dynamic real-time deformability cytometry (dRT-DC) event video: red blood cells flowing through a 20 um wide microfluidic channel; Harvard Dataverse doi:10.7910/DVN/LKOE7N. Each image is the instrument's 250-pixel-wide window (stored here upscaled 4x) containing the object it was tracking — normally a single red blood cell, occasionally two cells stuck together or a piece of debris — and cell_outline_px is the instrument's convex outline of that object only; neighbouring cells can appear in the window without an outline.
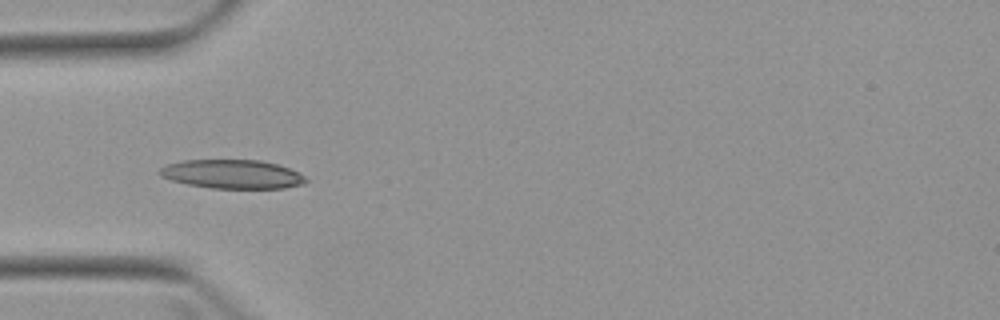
{"species": "Egyptian fruit bat (a non-hibernating species)", "species_latin": "Rousettus aegyptiacus", "temperature_condition": "warm", "stored_images_in_passage": 6, "camera_frame_rate_fps": 3000, "um_per_image_px": 0.085, "animal": {"sex": "female"}, "frame": {"image": 1, "passage_image": 3, "time_ms": 3.333, "image_size_px": [1000, 320], "cell_outline_px": [[308, 180], [304, 184], [284, 188], [212, 188], [188, 184], [172, 180], [160, 176], [156, 172], [160, 168], [168, 164], [184, 160], [260, 160], [276, 164], [288, 168], [304, 176]], "centroid_in_image_um": [19.72, 14.8], "position_along_channel_um": 65.3, "area_um2": 24.45}}
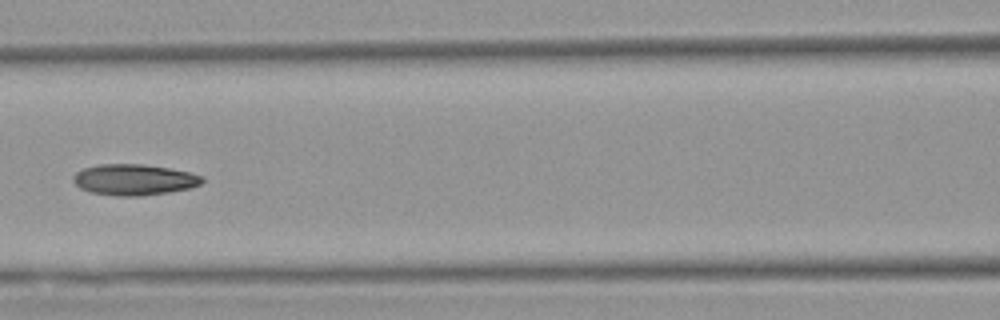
{"frame": {"image": 2, "passage_image": 5, "time_ms": 5.667, "image_size_px": [1000, 320], "cell_outline_px": [[204, 180], [200, 184], [188, 188], [168, 192], [140, 196], [116, 196], [88, 192], [80, 188], [72, 180], [72, 176], [76, 172], [84, 168], [100, 164], [144, 164], [168, 168], [188, 172], [204, 176]], "centroid_in_image_um": [11.36, 15.27], "position_along_channel_um": 155.2, "area_um2": 23.29}}
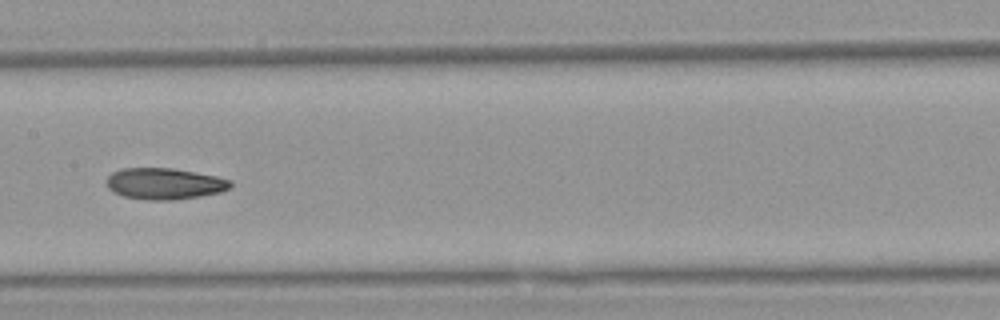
{"frame": {"image": 3, "passage_image": 6, "time_ms": 6.667, "image_size_px": [1000, 320], "cell_outline_px": [[232, 184], [228, 188], [220, 192], [200, 196], [172, 200], [152, 200], [124, 196], [112, 192], [108, 188], [108, 176], [112, 172], [120, 168], [172, 168], [216, 176], [232, 180]], "centroid_in_image_um": [13.97, 15.6], "position_along_channel_um": 193.4, "area_um2": 22.48}}